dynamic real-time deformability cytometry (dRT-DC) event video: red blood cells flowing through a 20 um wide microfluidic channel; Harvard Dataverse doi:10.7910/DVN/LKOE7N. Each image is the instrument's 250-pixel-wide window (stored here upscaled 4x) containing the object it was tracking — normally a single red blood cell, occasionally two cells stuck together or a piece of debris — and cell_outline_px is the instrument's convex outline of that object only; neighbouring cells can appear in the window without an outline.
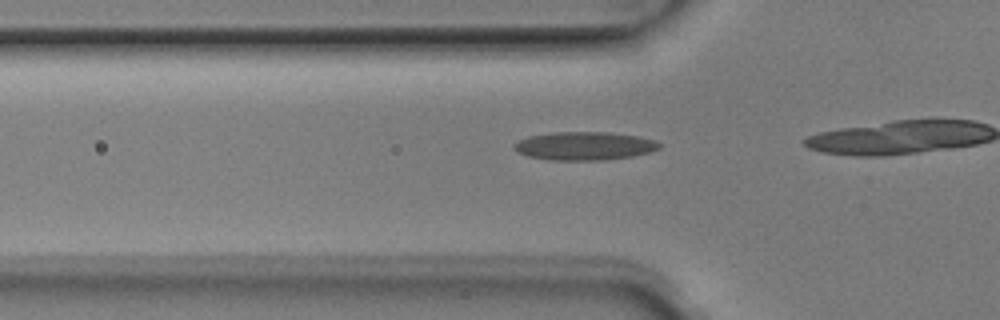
{"species": "Egyptian fruit bat (a non-hibernating species)", "species_latin": "Rousettus aegyptiacus", "temperature_condition": "room temperature", "stored_images_in_passage": 8, "camera_frame_rate_fps": 3000, "um_per_image_px": 0.085, "animal": {"sex": "male"}, "frame": {"image": 1, "passage_image": 3, "time_ms": 0.667, "image_size_px": [1000, 320], "cell_outline_px": [[660, 148], [648, 152], [632, 156], [604, 160], [548, 160], [528, 156], [516, 152], [512, 148], [512, 144], [516, 140], [528, 136], [552, 132], [612, 132], [636, 136], [656, 140], [660, 144]], "centroid_in_image_um": [49.6, 12.4], "position_along_channel_um": 76.2, "area_um2": 24.22}}
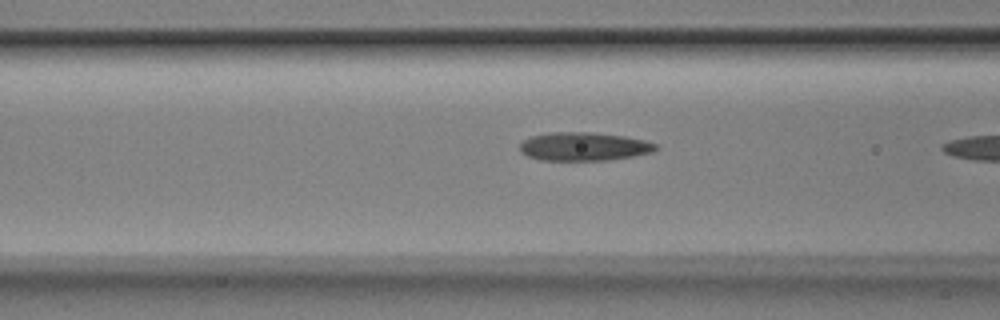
{"frame": {"image": 2, "passage_image": 6, "time_ms": 1.667, "image_size_px": [1000, 320], "cell_outline_px": [[656, 148], [652, 152], [632, 156], [608, 160], [540, 160], [528, 156], [520, 152], [520, 144], [528, 136], [548, 132], [592, 132], [624, 136], [644, 140], [656, 144]], "centroid_in_image_um": [49.57, 12.44], "position_along_channel_um": 117.0, "area_um2": 22.54}}